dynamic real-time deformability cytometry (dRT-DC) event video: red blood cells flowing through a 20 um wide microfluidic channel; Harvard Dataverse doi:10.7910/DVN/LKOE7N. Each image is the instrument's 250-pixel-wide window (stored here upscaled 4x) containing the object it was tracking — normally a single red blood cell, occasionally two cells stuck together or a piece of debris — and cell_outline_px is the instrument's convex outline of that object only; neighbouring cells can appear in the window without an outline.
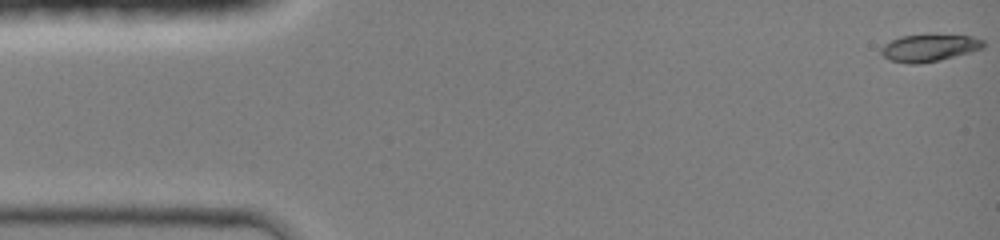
{"species": "common noctule bat (a hibernating species)", "species_latin": "Nyctalus noctula", "temperature_condition": "room temperature", "stored_images_in_passage": 45, "camera_frame_rate_fps": 3000, "um_per_image_px": 0.085, "animal": {"sex": "female", "body_mass_g": 19.0, "forearm_length_mm": 51.5}, "frame": {"image": 1, "passage_image": 1, "time_ms": 0.0, "image_size_px": [1000, 240], "cell_outline_px": [[984, 48], [972, 52], [940, 60], [916, 64], [908, 64], [888, 60], [880, 52], [880, 48], [884, 44], [900, 36], [928, 32], [972, 36], [984, 40]], "centroid_in_image_um": [79.0, 4.03], "position_along_channel_um": 6.0, "area_um2": 16.99}}
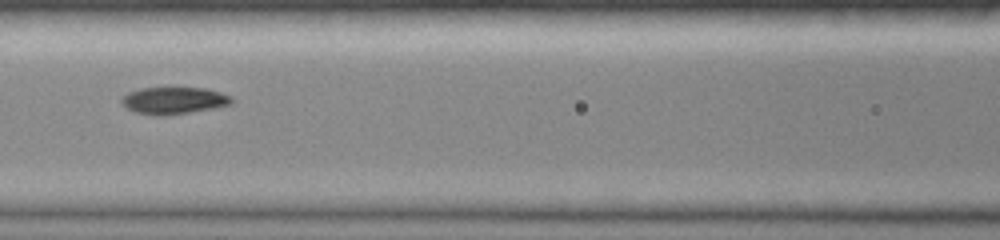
{"frame": {"image": 2, "passage_image": 20, "time_ms": 6.333, "image_size_px": [1000, 240], "cell_outline_px": [[232, 104], [212, 108], [164, 116], [156, 116], [136, 112], [120, 104], [120, 100], [128, 92], [140, 88], [204, 88], [220, 92], [232, 96]], "centroid_in_image_um": [14.75, 8.54], "position_along_channel_um": 151.9, "area_um2": 17.22}}
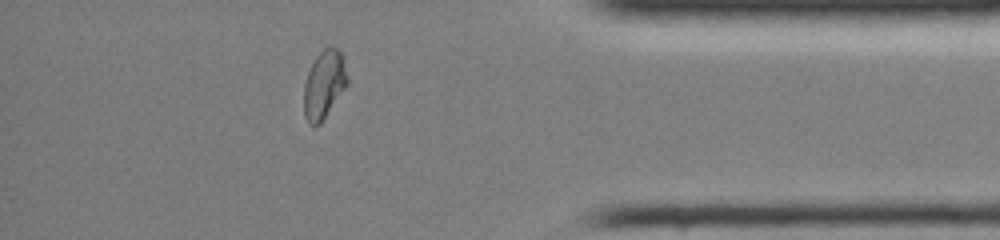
{"frame": {"image": 3, "passage_image": 39, "time_ms": 12.667, "image_size_px": [1000, 240], "cell_outline_px": [[348, 84], [320, 124], [308, 124], [304, 116], [304, 84], [308, 72], [316, 56], [324, 48], [340, 48], [344, 56], [348, 80]], "centroid_in_image_um": [27.56, 7.17], "position_along_channel_um": 407.6, "area_um2": 17.28}, "authors_computed_cell_mechanics": {"area_um2": 17.2822, "velocity_mm_per_s": 4.3003, "shape_relaxation_time_tau1_ms": 4.6376, "shape_relaxation_time_tau2_ms": null, "deformation_change_tau1": 0.2252, "deformation_change_tau2": null}}